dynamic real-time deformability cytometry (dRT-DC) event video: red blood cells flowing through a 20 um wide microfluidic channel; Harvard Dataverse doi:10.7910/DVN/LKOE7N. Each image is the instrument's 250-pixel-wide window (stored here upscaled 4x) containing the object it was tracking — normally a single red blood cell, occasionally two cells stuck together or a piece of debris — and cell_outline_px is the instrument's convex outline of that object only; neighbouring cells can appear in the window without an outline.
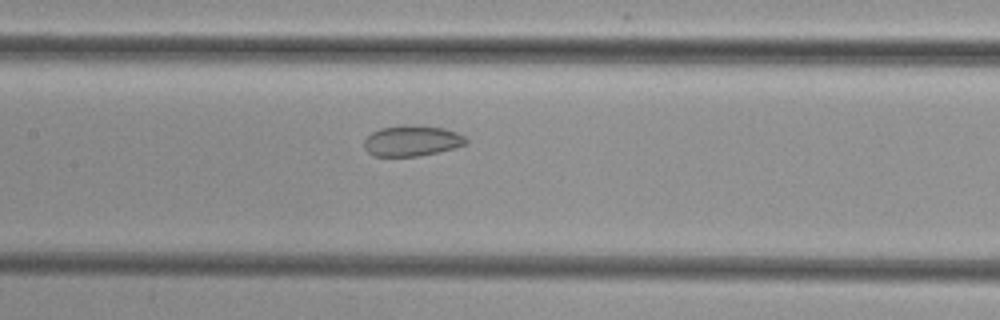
{"species": "common noctule bat (a hibernating species)", "species_latin": "Nyctalus noctula", "temperature_condition": "cold", "stored_images_in_passage": 42, "camera_frame_rate_fps": 3000, "um_per_image_px": 0.085, "animal": {"sex": "female", "body_mass_g": 29.2, "forearm_length_mm": 56.3}, "frame": {"image": 1, "passage_image": 15, "time_ms": 4.667, "image_size_px": [1000, 320], "cell_outline_px": [[468, 144], [420, 156], [372, 156], [364, 148], [364, 140], [372, 132], [380, 128], [404, 124], [444, 128], [456, 132], [464, 136], [468, 140]], "centroid_in_image_um": [34.99, 11.96], "position_along_channel_um": 172.4, "area_um2": 18.26}}
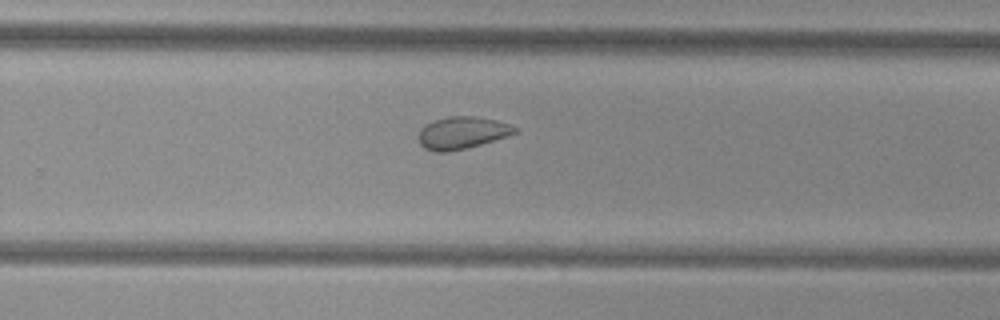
{"frame": {"image": 2, "passage_image": 24, "time_ms": 7.667, "image_size_px": [1000, 320], "cell_outline_px": [[516, 132], [508, 136], [468, 148], [448, 152], [436, 152], [424, 148], [420, 144], [416, 136], [420, 128], [424, 124], [448, 116], [476, 116], [496, 120], [512, 124], [516, 128]], "centroid_in_image_um": [39.24, 11.29], "position_along_channel_um": 290.6, "area_um2": 18.38}}
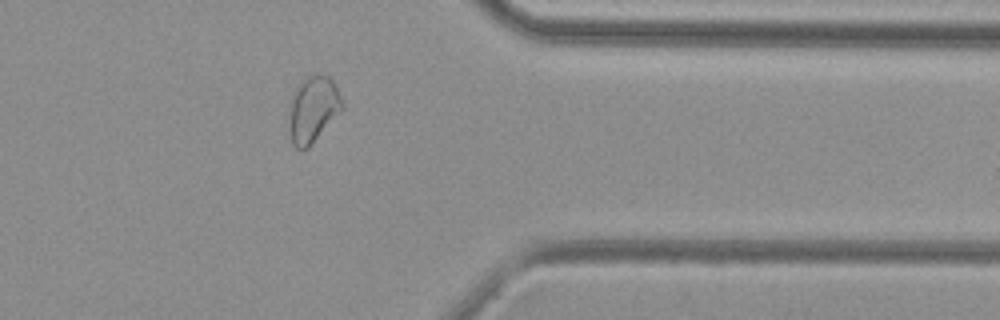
{"frame": {"image": 3, "passage_image": 32, "time_ms": 10.333, "image_size_px": [1000, 320], "cell_outline_px": [[344, 108], [308, 148], [296, 148], [292, 144], [288, 124], [288, 120], [292, 100], [296, 88], [300, 80], [304, 76], [316, 72], [328, 76], [336, 84], [344, 104]], "centroid_in_image_um": [26.62, 9.24], "position_along_channel_um": 384.8, "area_um2": 20.75}}